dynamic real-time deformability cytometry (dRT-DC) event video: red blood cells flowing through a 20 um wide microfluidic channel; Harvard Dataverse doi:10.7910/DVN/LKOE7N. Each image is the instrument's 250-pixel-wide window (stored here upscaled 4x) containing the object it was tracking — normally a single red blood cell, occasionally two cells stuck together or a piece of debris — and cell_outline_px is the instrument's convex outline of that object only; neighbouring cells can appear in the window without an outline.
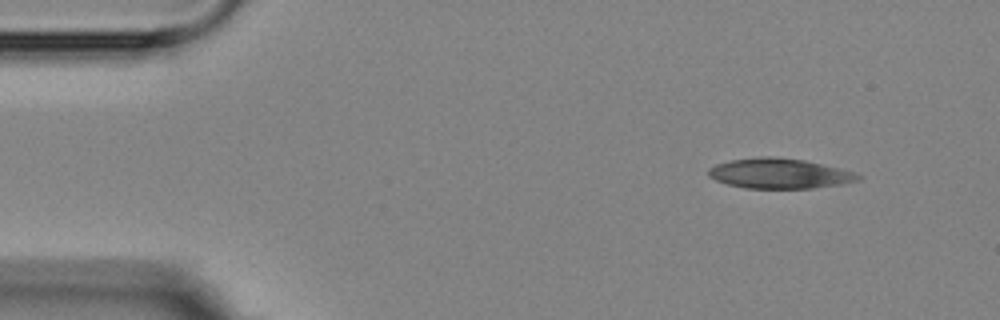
{"species": "Egyptian fruit bat (a non-hibernating species)", "species_latin": "Rousettus aegyptiacus", "temperature_condition": "room temperature", "stored_images_in_passage": 5, "camera_frame_rate_fps": 3000, "um_per_image_px": 0.085, "animal": {"sex": "female"}, "frame": {"image": 1, "passage_image": 1, "time_ms": 0.0, "image_size_px": [1000, 320], "cell_outline_px": [[864, 176], [860, 180], [840, 184], [812, 188], [744, 188], [728, 184], [716, 180], [708, 176], [708, 168], [716, 164], [732, 160], [768, 156], [772, 156], [804, 160], [856, 172]], "centroid_in_image_um": [66.27, 14.75], "position_along_channel_um": 18.7, "area_um2": 26.13}}
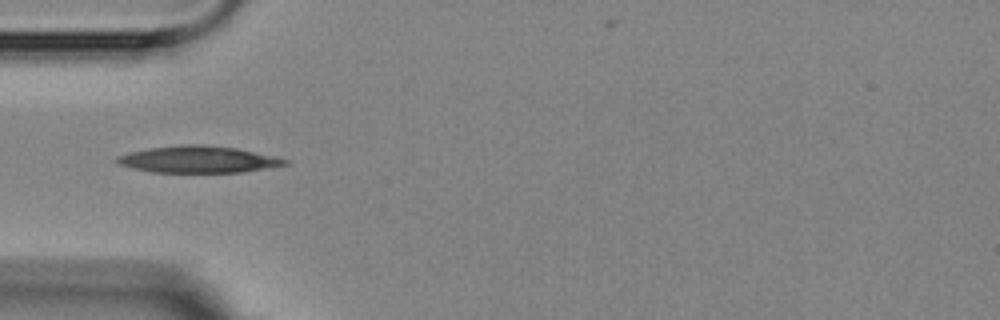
{"frame": {"image": 2, "passage_image": 4, "time_ms": 3.667, "image_size_px": [1000, 320], "cell_outline_px": [[288, 164], [240, 172], [152, 172], [132, 168], [116, 164], [112, 160], [116, 156], [128, 152], [148, 148], [180, 144], [200, 144], [236, 148], [276, 156], [288, 160]], "centroid_in_image_um": [16.75, 13.54], "position_along_channel_um": 68.2, "area_um2": 26.3}}